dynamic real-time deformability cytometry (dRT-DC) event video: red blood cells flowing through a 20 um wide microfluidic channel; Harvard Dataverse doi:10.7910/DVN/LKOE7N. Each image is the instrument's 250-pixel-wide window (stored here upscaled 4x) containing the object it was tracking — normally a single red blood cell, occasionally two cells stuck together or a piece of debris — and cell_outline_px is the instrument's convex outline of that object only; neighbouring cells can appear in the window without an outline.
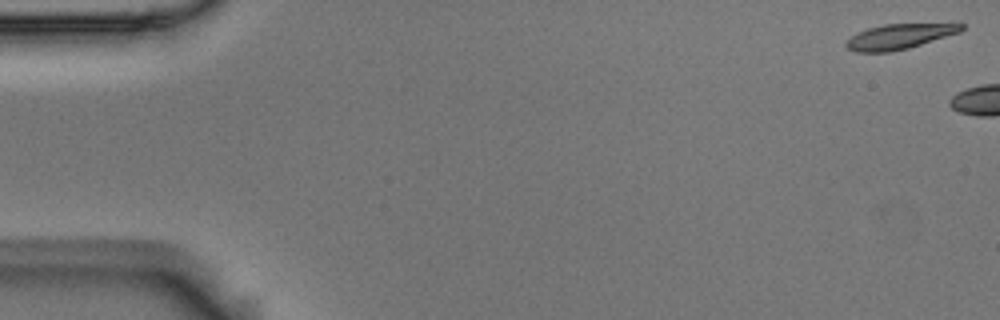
{"species": "Egyptian fruit bat (a non-hibernating species)", "species_latin": "Rousettus aegyptiacus", "temperature_condition": "room temperature", "stored_images_in_passage": 4, "camera_frame_rate_fps": 3000, "um_per_image_px": 0.085, "animal": {"sex": "male"}, "frame": {"image": 1, "passage_image": 1, "time_ms": 0.0, "image_size_px": [1000, 320], "cell_outline_px": [[964, 28], [960, 32], [908, 48], [892, 52], [856, 52], [844, 48], [844, 44], [856, 32], [868, 28], [884, 24], [960, 20], [964, 24]], "centroid_in_image_um": [76.58, 3.04], "position_along_channel_um": 8.4, "area_um2": 17.92}}